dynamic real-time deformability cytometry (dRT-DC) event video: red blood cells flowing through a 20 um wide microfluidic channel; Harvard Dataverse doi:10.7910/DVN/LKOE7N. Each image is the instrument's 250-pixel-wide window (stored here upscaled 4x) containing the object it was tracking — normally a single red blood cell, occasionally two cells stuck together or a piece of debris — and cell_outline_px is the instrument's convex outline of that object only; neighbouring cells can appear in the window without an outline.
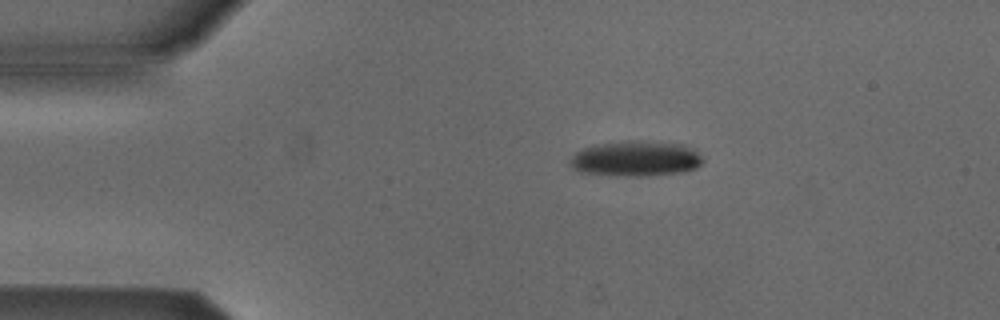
{"species": "Egyptian fruit bat (a non-hibernating species)", "species_latin": "Rousettus aegyptiacus", "temperature_condition": "cold", "stored_images_in_passage": 4, "camera_frame_rate_fps": 3000, "um_per_image_px": 0.085, "animal": {"sex": "male"}, "frame": {"image": 1, "passage_image": 1, "time_ms": 0.0, "image_size_px": [1000, 320], "cell_outline_px": [[704, 160], [696, 168], [684, 172], [648, 176], [616, 176], [580, 172], [572, 168], [568, 164], [568, 160], [576, 152], [584, 148], [604, 144], [684, 144], [692, 148]], "centroid_in_image_um": [54.02, 13.57], "position_along_channel_um": 31.0, "area_um2": 26.24}}
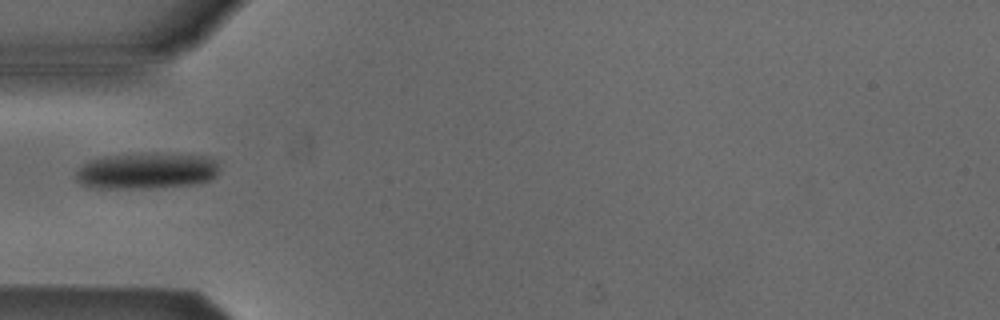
{"frame": {"image": 2, "passage_image": 2, "time_ms": 2.333, "image_size_px": [1000, 320], "cell_outline_px": [[220, 172], [212, 180], [200, 184], [156, 188], [108, 188], [80, 184], [76, 180], [76, 172], [84, 164], [92, 160], [104, 156], [156, 152], [208, 156], [216, 160], [220, 168]], "centroid_in_image_um": [12.58, 14.51], "position_along_channel_um": 72.4, "area_um2": 30.81}}
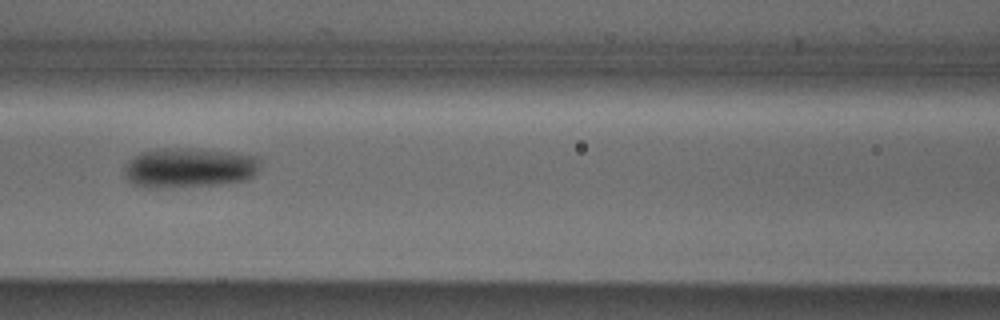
{"frame": {"image": 3, "passage_image": 4, "time_ms": 4.333, "image_size_px": [1000, 320], "cell_outline_px": [[260, 168], [248, 180], [216, 184], [164, 188], [144, 188], [132, 184], [124, 176], [124, 164], [132, 156], [140, 152], [160, 148], [200, 148], [232, 152], [260, 156]], "centroid_in_image_um": [16.05, 14.25], "position_along_channel_um": 150.6, "area_um2": 32.31}}